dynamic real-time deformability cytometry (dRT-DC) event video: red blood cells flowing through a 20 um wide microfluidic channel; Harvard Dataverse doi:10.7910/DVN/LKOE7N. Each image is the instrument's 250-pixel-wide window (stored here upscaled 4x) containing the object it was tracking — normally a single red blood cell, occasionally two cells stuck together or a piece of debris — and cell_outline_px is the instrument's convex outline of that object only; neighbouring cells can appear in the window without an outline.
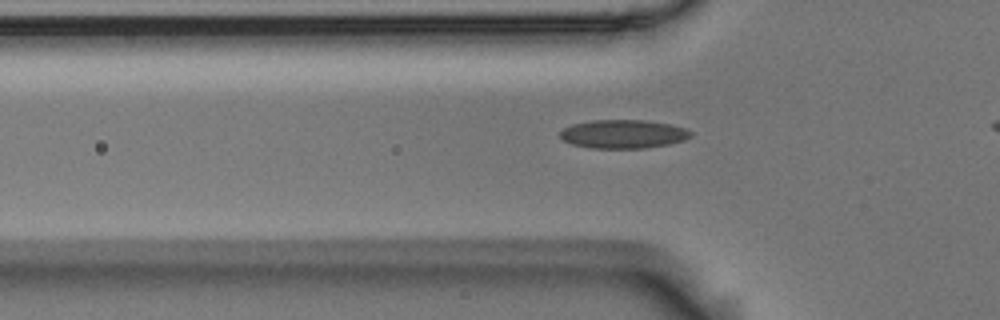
{"species": "Egyptian fruit bat (a non-hibernating species)", "species_latin": "Rousettus aegyptiacus", "temperature_condition": "room temperature", "stored_images_in_passage": 15, "camera_frame_rate_fps": 3000, "um_per_image_px": 0.085, "animal": {"sex": "male"}, "frame": {"image": 1, "passage_image": 3, "time_ms": 0.667, "image_size_px": [1000, 320], "cell_outline_px": [[692, 136], [684, 140], [668, 144], [644, 148], [592, 148], [572, 144], [564, 140], [560, 136], [560, 132], [564, 128], [572, 124], [592, 120], [644, 120], [672, 124], [688, 128], [692, 132]], "centroid_in_image_um": [53.02, 11.38], "position_along_channel_um": 72.8, "area_um2": 21.85}}
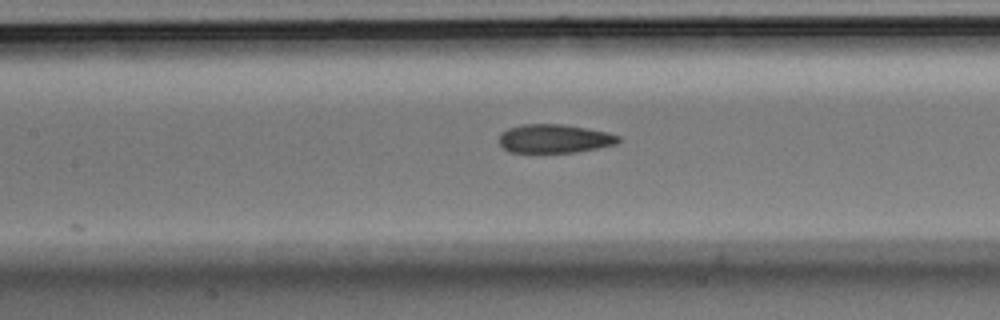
{"frame": {"image": 2, "passage_image": 10, "time_ms": 3.0, "image_size_px": [1000, 320], "cell_outline_px": [[620, 140], [616, 144], [576, 152], [508, 152], [500, 144], [500, 132], [508, 128], [520, 124], [564, 124], [608, 132], [620, 136]], "centroid_in_image_um": [47.11, 11.77], "position_along_channel_um": 160.3, "area_um2": 19.94}}
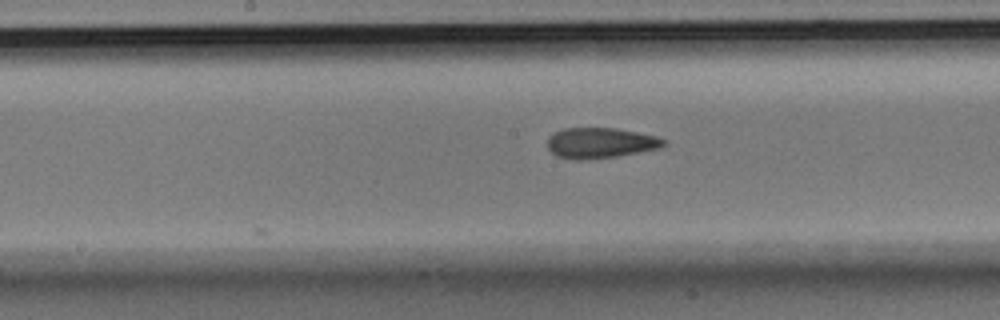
{"frame": {"image": 3, "passage_image": 13, "time_ms": 4.0, "image_size_px": [1000, 320], "cell_outline_px": [[668, 144], [660, 148], [640, 152], [616, 156], [580, 160], [576, 160], [556, 156], [548, 148], [548, 136], [564, 128], [616, 128], [656, 136], [668, 140]], "centroid_in_image_um": [51.06, 12.15], "position_along_channel_um": 197.1, "area_um2": 20.69}}